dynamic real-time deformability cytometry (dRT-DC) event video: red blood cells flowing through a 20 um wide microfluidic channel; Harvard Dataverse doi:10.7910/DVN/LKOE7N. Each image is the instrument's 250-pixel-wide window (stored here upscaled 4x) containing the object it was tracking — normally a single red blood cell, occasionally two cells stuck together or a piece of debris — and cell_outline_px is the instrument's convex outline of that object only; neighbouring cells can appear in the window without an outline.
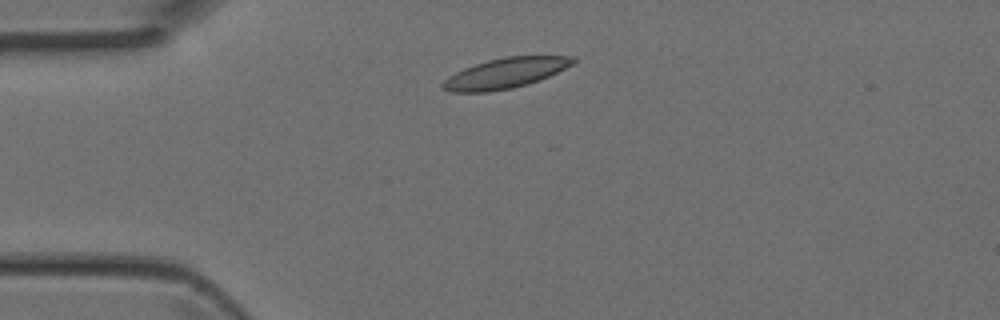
{"species": "Egyptian fruit bat (a non-hibernating species)", "species_latin": "Rousettus aegyptiacus", "temperature_condition": "room temperature", "stored_images_in_passage": 3, "camera_frame_rate_fps": 3000, "um_per_image_px": 0.085, "animal": {"sex": "female"}, "frame": {"image": 1, "passage_image": 2, "time_ms": 0.333, "image_size_px": [1000, 320], "cell_outline_px": [[576, 60], [572, 64], [540, 80], [528, 84], [512, 88], [488, 92], [448, 92], [440, 88], [440, 84], [448, 76], [464, 68], [488, 60], [504, 56], [576, 56]], "centroid_in_image_um": [42.9, 6.23], "position_along_channel_um": 42.1, "area_um2": 23.0}}